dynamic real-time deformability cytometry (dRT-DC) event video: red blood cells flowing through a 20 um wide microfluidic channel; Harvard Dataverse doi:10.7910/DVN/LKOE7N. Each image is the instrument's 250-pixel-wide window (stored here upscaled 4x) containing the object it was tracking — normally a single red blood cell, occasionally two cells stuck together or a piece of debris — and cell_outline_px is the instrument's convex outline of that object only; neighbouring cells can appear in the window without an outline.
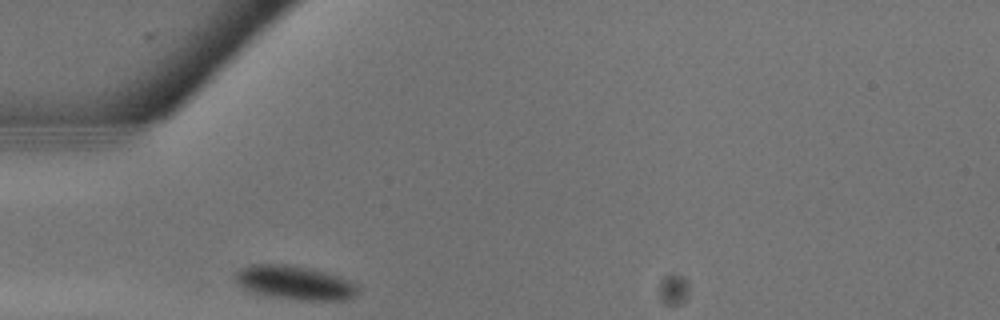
{"species": "common noctule bat (a hibernating species)", "species_latin": "Nyctalus noctula", "temperature_condition": "warm", "stored_images_in_passage": 13, "camera_frame_rate_fps": 3000, "um_per_image_px": 0.085, "animal": {"sex": "male", "body_mass_g": 13.3}, "frame": {"image": 1, "passage_image": 1, "time_ms": 0.0, "image_size_px": [1000, 320], "cell_outline_px": [[360, 292], [356, 296], [344, 300], [300, 300], [272, 296], [256, 292], [244, 288], [236, 284], [236, 272], [240, 268], [248, 264], [288, 264], [308, 268], [324, 272], [348, 280], [356, 284], [360, 288]], "centroid_in_image_um": [25.07, 24.02], "position_along_channel_um": 59.9, "area_um2": 24.1}}
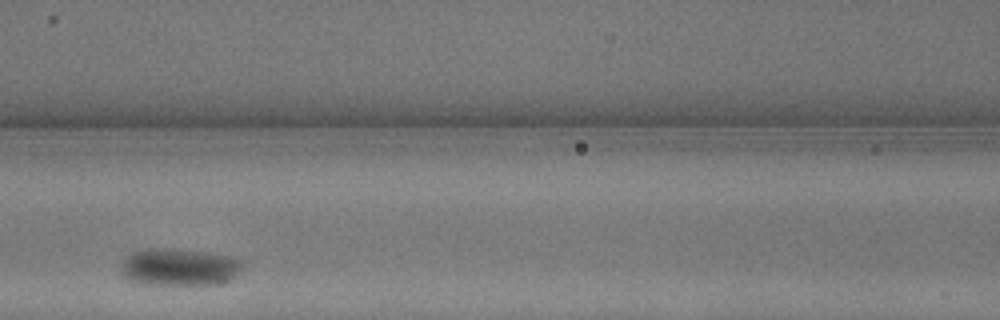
{"frame": {"image": 2, "passage_image": 5, "time_ms": 1.333, "image_size_px": [1000, 320], "cell_outline_px": [[244, 268], [236, 276], [228, 280], [216, 284], [140, 284], [128, 280], [120, 272], [120, 268], [124, 256], [132, 252], [144, 248], [172, 248], [208, 252], [228, 256], [244, 260]], "centroid_in_image_um": [15.22, 22.68], "position_along_channel_um": 151.4, "area_um2": 26.93}}
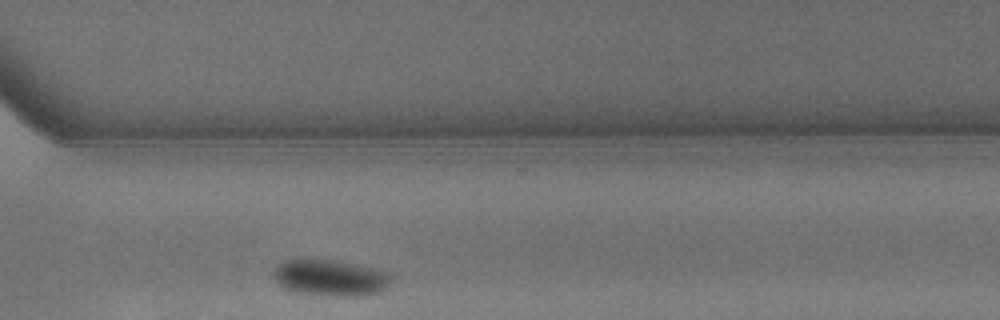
{"frame": {"image": 3, "passage_image": 13, "time_ms": 4.0, "image_size_px": [1000, 320], "cell_outline_px": [[392, 280], [380, 292], [364, 296], [332, 296], [296, 292], [284, 288], [272, 276], [276, 268], [284, 260], [336, 260], [356, 264], [388, 272], [392, 276]], "centroid_in_image_um": [28.11, 23.62], "position_along_channel_um": 342.5, "area_um2": 24.74}}